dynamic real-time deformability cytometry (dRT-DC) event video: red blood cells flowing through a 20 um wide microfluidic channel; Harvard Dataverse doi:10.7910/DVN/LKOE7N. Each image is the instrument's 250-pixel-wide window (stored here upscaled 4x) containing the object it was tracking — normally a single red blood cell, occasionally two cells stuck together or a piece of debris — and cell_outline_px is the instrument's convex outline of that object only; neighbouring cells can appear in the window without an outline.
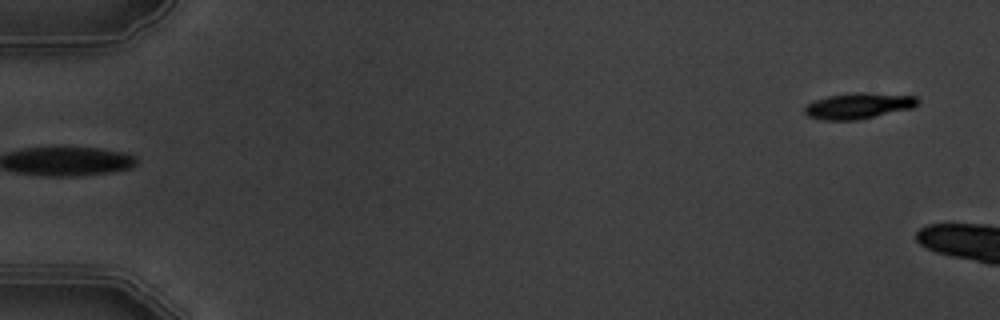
{"species": "common noctule bat (a hibernating species)", "species_latin": "Nyctalus noctula", "temperature_condition": "warm", "stored_images_in_passage": 6, "segment_of_instrument_passage": [2, 2], "camera_frame_rate_fps": 3000, "um_per_image_px": 0.085, "animal": {"sex": "male", "body_mass_g": 19.5, "forearm_length_mm": 54.6}, "frame": {"image": 1, "passage_image": 6, "time_ms": 6.0, "image_size_px": [1000, 320], "cell_outline_px": [[920, 100], [912, 108], [856, 120], [820, 120], [808, 116], [804, 112], [804, 108], [808, 104], [816, 100], [828, 96], [856, 92], [864, 92], [916, 96]], "centroid_in_image_um": [72.96, 8.99], "position_along_channel_um": 12.0, "area_um2": 16.94}}